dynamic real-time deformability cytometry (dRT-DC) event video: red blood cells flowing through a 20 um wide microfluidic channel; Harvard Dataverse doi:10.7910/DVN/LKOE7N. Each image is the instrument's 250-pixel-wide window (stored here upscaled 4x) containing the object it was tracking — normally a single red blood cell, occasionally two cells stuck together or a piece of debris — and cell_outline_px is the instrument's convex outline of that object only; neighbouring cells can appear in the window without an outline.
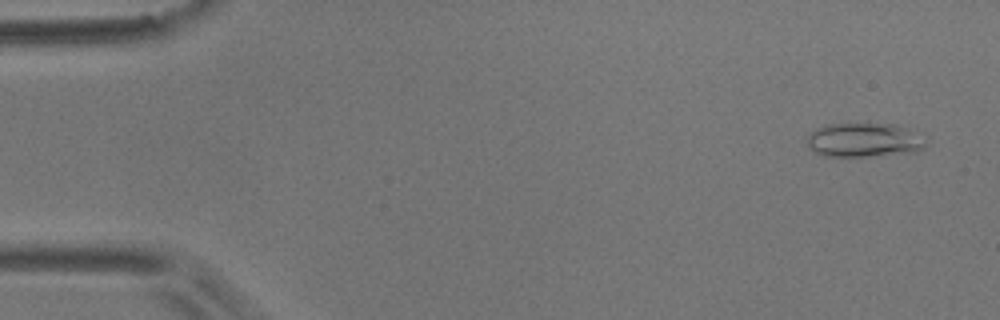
{"species": "common noctule bat (a hibernating species)", "species_latin": "Nyctalus noctula", "temperature_condition": "room temperature", "stored_images_in_passage": 4, "camera_frame_rate_fps": 3000, "um_per_image_px": 0.085, "animal": {"sex": "male", "body_mass_g": 17.9}, "frame": {"image": 1, "passage_image": 1, "time_ms": 0.0, "image_size_px": [1000, 320], "cell_outline_px": [[924, 148], [916, 152], [868, 156], [824, 156], [808, 148], [808, 136], [816, 128], [824, 124], [892, 124], [908, 128], [924, 144]], "centroid_in_image_um": [73.36, 11.91], "position_along_channel_um": 11.6, "area_um2": 23.12}}